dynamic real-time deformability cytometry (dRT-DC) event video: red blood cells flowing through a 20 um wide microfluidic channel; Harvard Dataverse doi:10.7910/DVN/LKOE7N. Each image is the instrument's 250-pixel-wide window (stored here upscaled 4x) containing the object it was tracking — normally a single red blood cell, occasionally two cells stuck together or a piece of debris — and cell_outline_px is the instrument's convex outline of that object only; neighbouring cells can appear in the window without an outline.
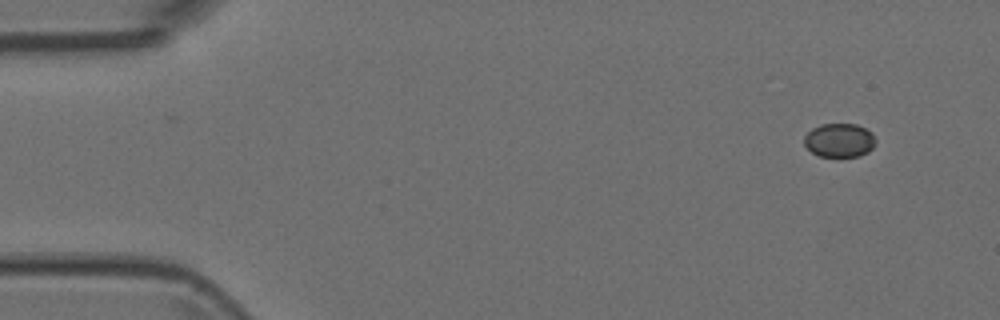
{"species": "Egyptian fruit bat (a non-hibernating species)", "species_latin": "Rousettus aegyptiacus", "temperature_condition": "room temperature", "stored_images_in_passage": 6, "camera_frame_rate_fps": 3000, "um_per_image_px": 0.085, "animal": {"sex": "female"}, "frame": {"image": 1, "passage_image": 1, "time_ms": 0.0, "image_size_px": [1000, 320], "cell_outline_px": [[876, 140], [872, 148], [868, 152], [860, 156], [820, 156], [812, 152], [804, 144], [804, 136], [812, 128], [820, 124], [856, 124], [872, 132]], "centroid_in_image_um": [71.35, 11.91], "position_along_channel_um": 13.6, "area_um2": 14.05}}
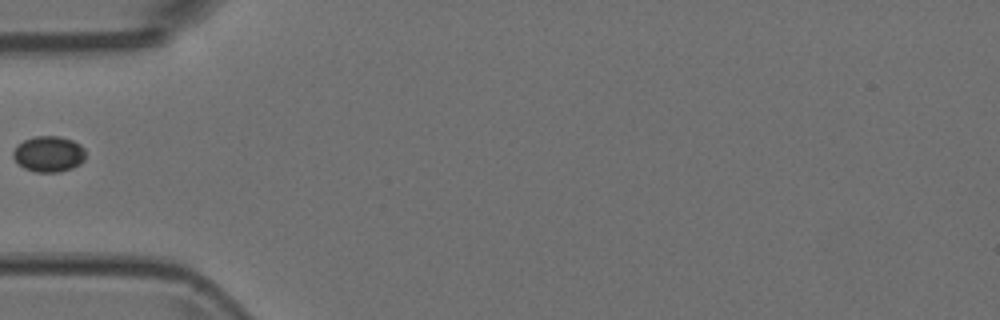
{"frame": {"image": 2, "passage_image": 5, "time_ms": 1.333, "image_size_px": [1000, 320], "cell_outline_px": [[84, 160], [80, 164], [72, 168], [56, 172], [36, 172], [24, 168], [12, 156], [12, 152], [16, 144], [32, 136], [60, 136], [72, 140], [80, 144], [84, 148]], "centroid_in_image_um": [4.12, 13.07], "position_along_channel_um": 80.9, "area_um2": 15.2}}
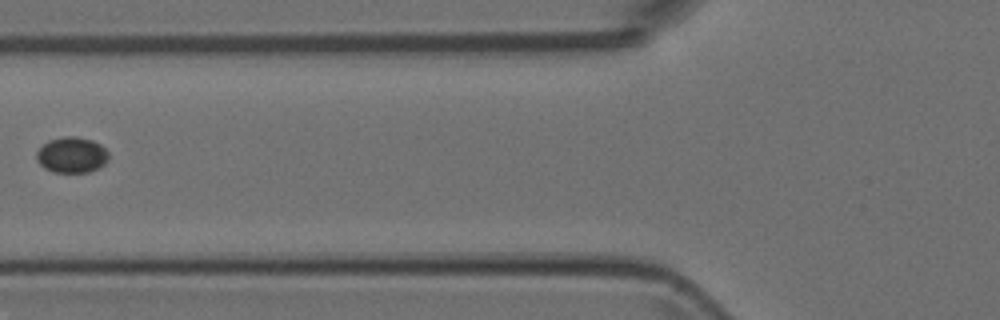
{"frame": {"image": 3, "passage_image": 6, "time_ms": 1.667, "image_size_px": [1000, 320], "cell_outline_px": [[108, 160], [104, 164], [88, 172], [52, 172], [44, 168], [36, 160], [36, 152], [48, 140], [64, 136], [76, 136], [92, 140], [100, 144], [108, 152]], "centroid_in_image_um": [6.08, 13.16], "position_along_channel_um": 119.7, "area_um2": 15.03}}